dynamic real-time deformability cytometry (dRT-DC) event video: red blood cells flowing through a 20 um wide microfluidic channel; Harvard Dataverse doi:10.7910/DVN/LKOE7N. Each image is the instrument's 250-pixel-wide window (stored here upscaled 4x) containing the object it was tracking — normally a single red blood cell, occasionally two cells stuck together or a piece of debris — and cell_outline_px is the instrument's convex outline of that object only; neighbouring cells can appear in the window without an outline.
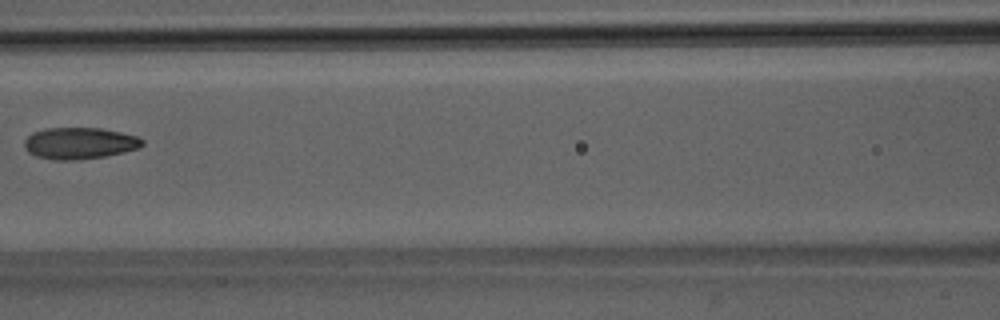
{"species": "Egyptian fruit bat (a non-hibernating species)", "species_latin": "Rousettus aegyptiacus", "temperature_condition": "room temperature", "stored_images_in_passage": 4, "camera_frame_rate_fps": 3000, "um_per_image_px": 0.085, "animal": {"sex": "male"}, "frame": {"image": 1, "passage_image": 4, "time_ms": 3.333, "image_size_px": [1000, 320], "cell_outline_px": [[144, 144], [140, 148], [124, 152], [104, 156], [72, 160], [56, 160], [36, 156], [28, 152], [24, 148], [24, 140], [32, 132], [44, 128], [100, 128], [120, 132], [136, 136], [144, 140]], "centroid_in_image_um": [6.74, 12.17], "position_along_channel_um": 159.9, "area_um2": 21.73}}